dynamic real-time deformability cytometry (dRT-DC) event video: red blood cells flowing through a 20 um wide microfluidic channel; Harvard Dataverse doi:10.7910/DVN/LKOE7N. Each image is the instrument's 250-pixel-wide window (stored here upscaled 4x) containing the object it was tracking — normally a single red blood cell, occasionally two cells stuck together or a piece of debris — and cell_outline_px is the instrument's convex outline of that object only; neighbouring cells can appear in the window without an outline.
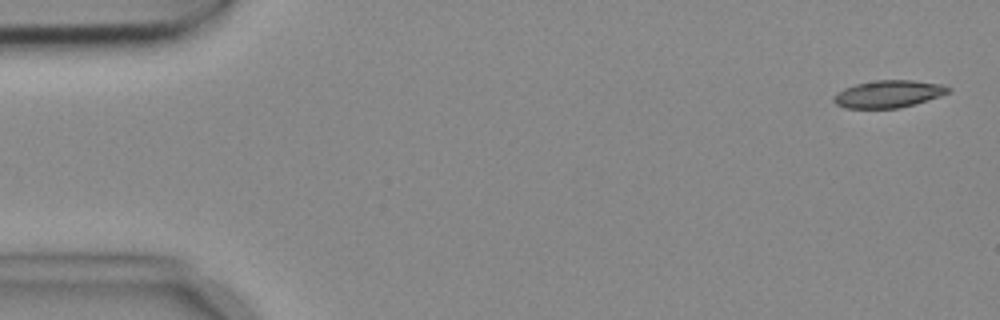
{"species": "common noctule bat (a hibernating species)", "species_latin": "Nyctalus noctula", "temperature_condition": "cold", "stored_images_in_passage": 5, "camera_frame_rate_fps": 3000, "um_per_image_px": 0.085, "animal": {"sex": "female", "body_mass_g": 18.4}, "frame": {"image": 1, "passage_image": 1, "time_ms": 0.0, "image_size_px": [1000, 320], "cell_outline_px": [[952, 92], [940, 96], [900, 108], [844, 108], [836, 104], [832, 100], [832, 96], [836, 92], [844, 88], [856, 84], [876, 80], [912, 80], [944, 84], [952, 88]], "centroid_in_image_um": [75.52, 7.98], "position_along_channel_um": 9.5, "area_um2": 18.44}}